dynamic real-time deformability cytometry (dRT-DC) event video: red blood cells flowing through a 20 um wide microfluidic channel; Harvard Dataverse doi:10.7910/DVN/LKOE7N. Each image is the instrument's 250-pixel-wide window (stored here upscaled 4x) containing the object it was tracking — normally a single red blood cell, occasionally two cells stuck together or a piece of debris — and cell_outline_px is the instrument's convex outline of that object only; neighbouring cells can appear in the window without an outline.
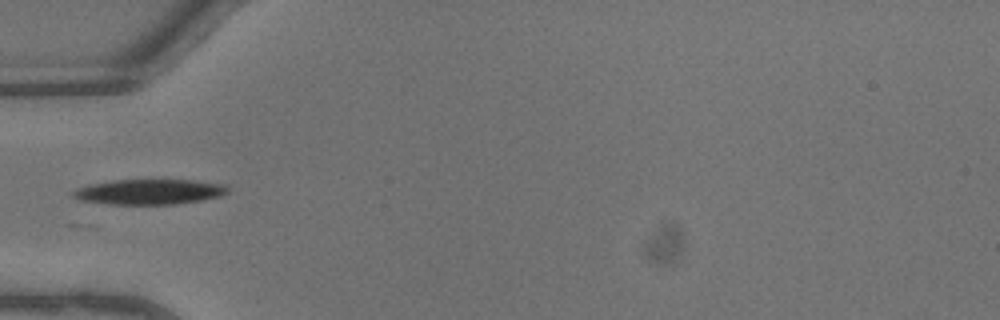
{"species": "common noctule bat (a hibernating species)", "species_latin": "Nyctalus noctula", "temperature_condition": "warm", "stored_images_in_passage": 31, "camera_frame_rate_fps": 3000, "um_per_image_px": 0.085, "animal": {"sex": "male", "body_mass_g": 13.3}, "frame": {"image": 1, "passage_image": 1, "time_ms": 0.0, "image_size_px": [1000, 320], "cell_outline_px": [[228, 192], [220, 196], [200, 200], [176, 204], [108, 204], [80, 200], [72, 196], [72, 192], [76, 188], [92, 184], [112, 180], [192, 180], [228, 184]], "centroid_in_image_um": [12.71, 16.3], "position_along_channel_um": 72.3, "area_um2": 22.72}}
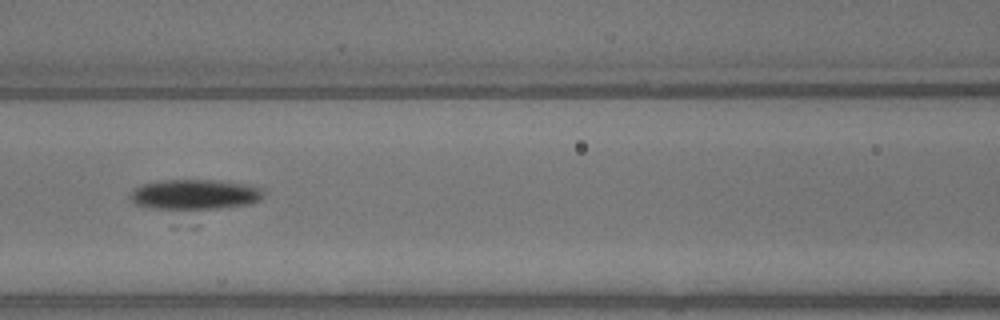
{"frame": {"image": 2, "passage_image": 6, "time_ms": 1.667, "image_size_px": [1000, 320], "cell_outline_px": [[264, 196], [260, 200], [252, 204], [196, 212], [192, 212], [152, 208], [136, 204], [128, 196], [140, 184], [164, 180], [220, 180], [252, 184], [264, 188]], "centroid_in_image_um": [16.64, 16.56], "position_along_channel_um": 150.0, "area_um2": 24.68}}
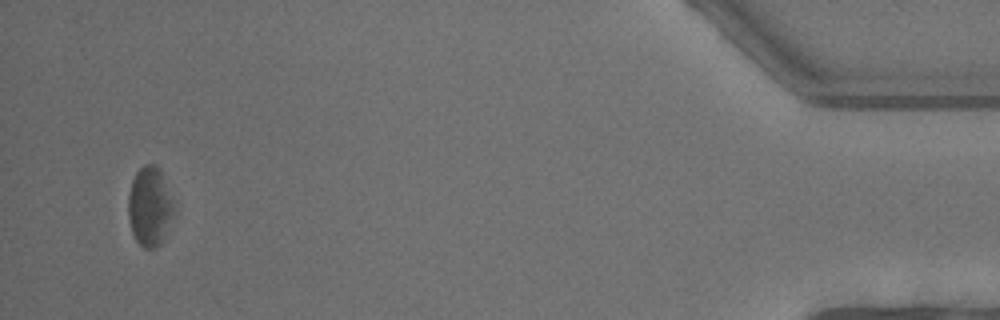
{"frame": {"image": 3, "passage_image": 29, "time_ms": 9.333, "image_size_px": [1000, 320], "cell_outline_px": [[176, 208], [164, 240], [156, 248], [144, 248], [136, 240], [132, 232], [128, 216], [128, 196], [132, 180], [136, 172], [144, 164], [156, 164], [160, 168], [176, 204]], "centroid_in_image_um": [12.77, 17.54], "position_along_channel_um": 422.4, "area_um2": 21.68}}